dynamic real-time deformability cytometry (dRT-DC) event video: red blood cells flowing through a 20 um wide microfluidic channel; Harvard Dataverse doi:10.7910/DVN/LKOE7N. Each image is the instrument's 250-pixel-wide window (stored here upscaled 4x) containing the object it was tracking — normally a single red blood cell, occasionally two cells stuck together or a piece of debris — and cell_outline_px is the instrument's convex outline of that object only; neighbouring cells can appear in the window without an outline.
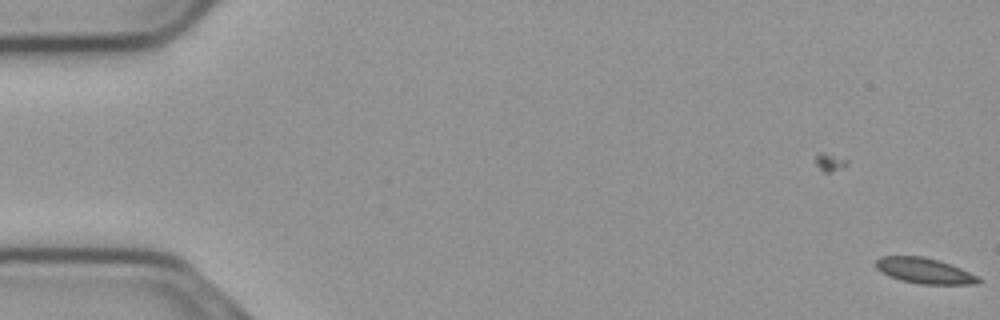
{"species": "common noctule bat (a hibernating species)", "species_latin": "Nyctalus noctula", "temperature_condition": "cold", "stored_images_in_passage": 6, "camera_frame_rate_fps": 3000, "um_per_image_px": 0.085, "animal": {"sex": "male", "body_mass_g": 23.1, "forearm_length_mm": 52.7}, "frame": {"image": 1, "passage_image": 6, "time_ms": 1.667, "image_size_px": [1000, 320], "cell_outline_px": [[984, 280], [980, 284], [920, 284], [900, 280], [888, 276], [880, 272], [876, 268], [876, 260], [880, 256], [924, 256], [940, 260], [980, 276]], "centroid_in_image_um": [78.61, 23.02], "position_along_channel_um": 6.4, "area_um2": 15.61}}